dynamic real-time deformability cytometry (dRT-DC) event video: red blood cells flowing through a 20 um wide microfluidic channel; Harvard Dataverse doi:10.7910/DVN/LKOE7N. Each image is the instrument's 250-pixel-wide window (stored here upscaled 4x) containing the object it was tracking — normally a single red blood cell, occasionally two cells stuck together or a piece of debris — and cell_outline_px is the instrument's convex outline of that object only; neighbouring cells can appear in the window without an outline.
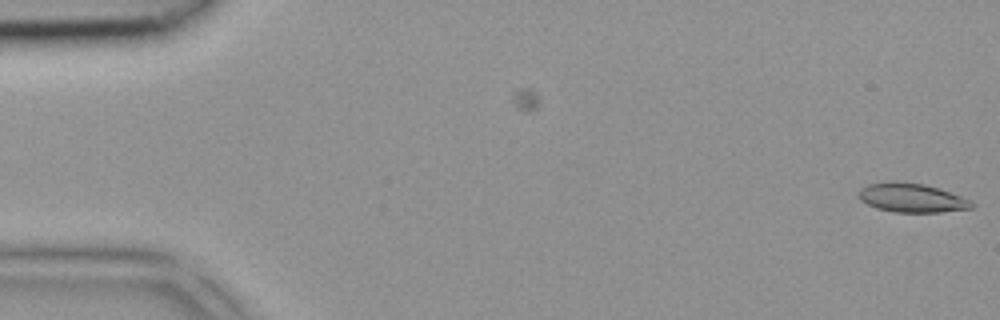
{"species": "common noctule bat (a hibernating species)", "species_latin": "Nyctalus noctula", "temperature_condition": "room temperature", "stored_images_in_passage": 2, "segment_of_instrument_passage": [2, 2], "camera_frame_rate_fps": 3000, "um_per_image_px": 0.085, "animal": {"sex": "female", "body_mass_g": 18.4}, "frame": {"image": 1, "passage_image": 2, "time_ms": 0.333, "image_size_px": [1000, 320], "cell_outline_px": [[976, 204], [972, 208], [940, 212], [892, 212], [876, 208], [860, 200], [860, 188], [868, 184], [892, 180], [896, 180], [924, 184], [940, 188], [972, 200]], "centroid_in_image_um": [77.52, 16.8], "position_along_channel_um": 7.5, "area_um2": 19.36}}